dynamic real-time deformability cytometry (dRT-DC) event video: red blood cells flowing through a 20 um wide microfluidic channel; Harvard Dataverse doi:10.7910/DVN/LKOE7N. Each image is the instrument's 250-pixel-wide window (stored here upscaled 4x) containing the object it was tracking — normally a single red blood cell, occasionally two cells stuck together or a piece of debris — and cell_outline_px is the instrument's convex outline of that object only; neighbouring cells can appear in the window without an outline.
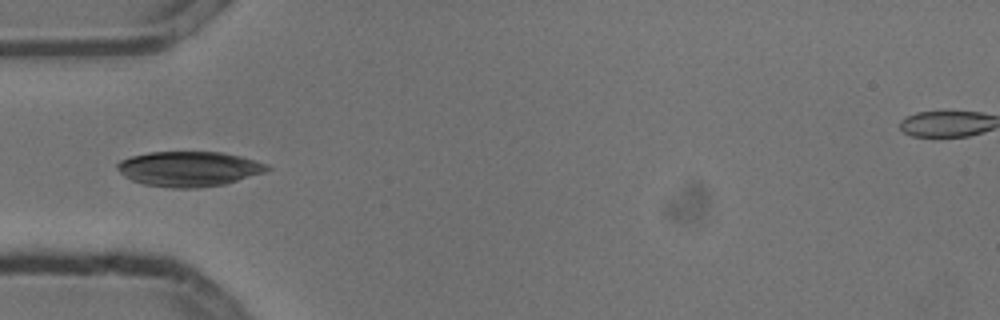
{"species": "common noctule bat (a hibernating species)", "species_latin": "Nyctalus noctula", "temperature_condition": "cold", "stored_images_in_passage": 2, "camera_frame_rate_fps": 3000, "um_per_image_px": 0.085, "animal": {"sex": "male", "body_mass_g": 13.3}, "frame": {"image": 1, "passage_image": 2, "time_ms": 0.333, "image_size_px": [1000, 320], "cell_outline_px": [[272, 168], [264, 172], [224, 184], [196, 188], [172, 188], [144, 184], [132, 180], [124, 176], [116, 168], [116, 164], [120, 160], [132, 156], [148, 152], [220, 152], [240, 156], [268, 164]], "centroid_in_image_um": [16.04, 14.35], "position_along_channel_um": 69.0, "area_um2": 30.46}}